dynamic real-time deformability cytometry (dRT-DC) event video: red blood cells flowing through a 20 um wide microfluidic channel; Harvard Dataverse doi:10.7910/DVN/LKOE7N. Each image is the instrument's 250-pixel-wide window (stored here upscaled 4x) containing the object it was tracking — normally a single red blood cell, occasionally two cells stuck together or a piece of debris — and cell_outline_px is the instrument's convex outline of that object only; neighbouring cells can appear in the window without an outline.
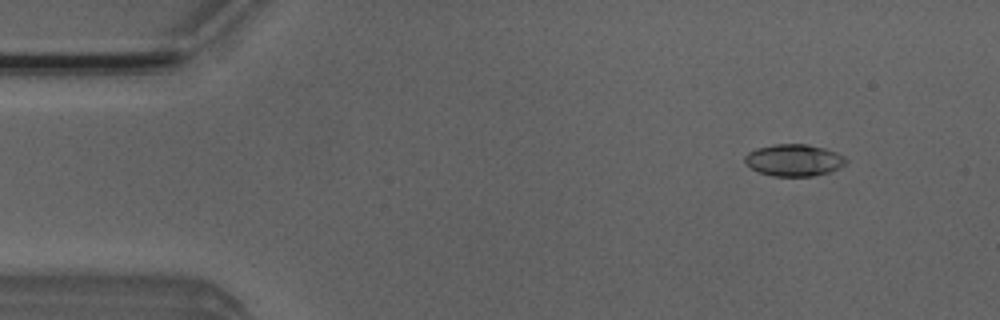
{"species": "Egyptian fruit bat (a non-hibernating species)", "species_latin": "Rousettus aegyptiacus", "temperature_condition": "room temperature", "stored_images_in_passage": 51, "camera_frame_rate_fps": 3000, "um_per_image_px": 0.085, "animal": {"sex": "male"}, "frame": {"image": 1, "passage_image": 5, "time_ms": 1.333, "image_size_px": [1000, 320], "cell_outline_px": [[848, 160], [844, 164], [828, 172], [812, 176], [776, 176], [760, 172], [752, 168], [744, 160], [744, 156], [748, 152], [756, 148], [772, 144], [808, 144], [824, 148], [836, 152], [844, 156]], "centroid_in_image_um": [67.47, 13.59], "position_along_channel_um": 17.5, "area_um2": 18.61}}
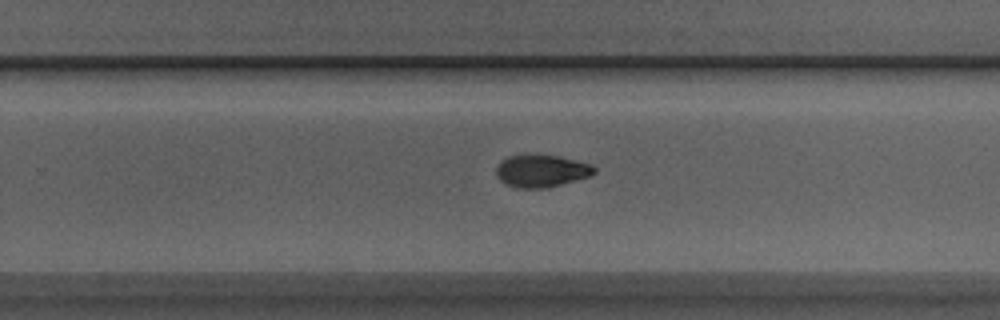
{"frame": {"image": 2, "passage_image": 32, "time_ms": 10.333, "image_size_px": [1000, 320], "cell_outline_px": [[596, 172], [592, 176], [548, 188], [516, 188], [500, 180], [496, 176], [496, 168], [500, 160], [508, 156], [560, 156], [592, 164], [596, 168]], "centroid_in_image_um": [46.06, 14.55], "position_along_channel_um": 283.7, "area_um2": 18.5}}
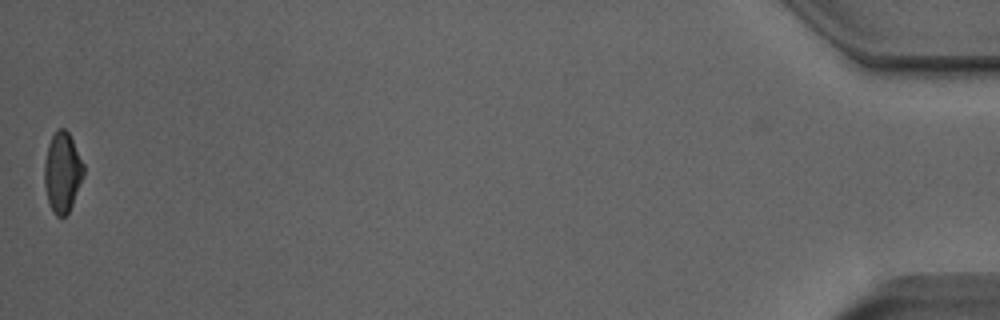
{"frame": {"image": 3, "passage_image": 51, "time_ms": 16.667, "image_size_px": [1000, 320], "cell_outline_px": [[84, 176], [72, 204], [68, 212], [64, 216], [56, 216], [52, 212], [48, 200], [44, 184], [44, 164], [48, 144], [56, 128], [64, 128], [68, 132], [84, 164]], "centroid_in_image_um": [5.3, 14.63], "position_along_channel_um": 429.9, "area_um2": 18.26}, "authors_computed_cell_mechanics": {"area_um2": 18.6694, "velocity_mm_per_s": 3.9514, "shape_relaxation_time_tau1_ms": 3.7206, "shape_relaxation_time_tau2_ms": 8.0063, "deformation_change_tau1": 0.1513, "deformation_change_tau2": 0.1229}}